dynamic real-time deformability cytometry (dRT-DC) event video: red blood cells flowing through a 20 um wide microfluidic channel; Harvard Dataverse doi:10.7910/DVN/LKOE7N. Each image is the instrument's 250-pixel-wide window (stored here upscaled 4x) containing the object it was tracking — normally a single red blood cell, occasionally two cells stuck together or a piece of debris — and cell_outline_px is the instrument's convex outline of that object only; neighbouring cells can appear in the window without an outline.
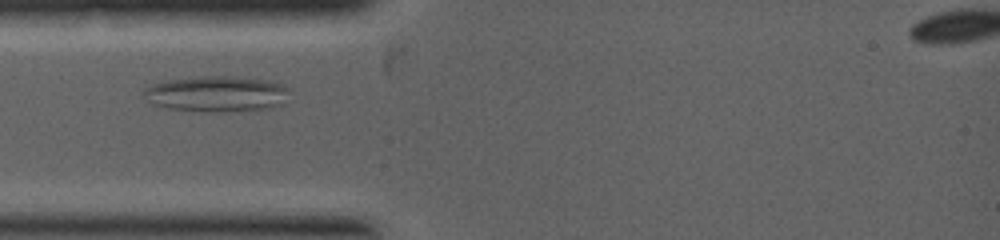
{"species": "common noctule bat (a hibernating species)", "species_latin": "Nyctalus noctula", "temperature_condition": "warm", "stored_images_in_passage": 21, "camera_frame_rate_fps": 5000, "um_per_image_px": 0.085, "animal": {"sex": "female", "body_mass_g": 19.0, "forearm_length_mm": 53.3}, "frame": {"image": 1, "passage_image": 7, "time_ms": 1.8, "image_size_px": [1000, 240], "cell_outline_px": [[288, 88], [284, 104], [272, 108], [224, 112], [200, 112], [168, 108], [152, 104], [144, 96], [144, 88], [152, 84], [168, 80], [196, 76], [236, 76], [268, 80], [284, 84]], "centroid_in_image_um": [18.43, 7.98], "position_along_channel_um": 66.6, "area_um2": 30.81}}
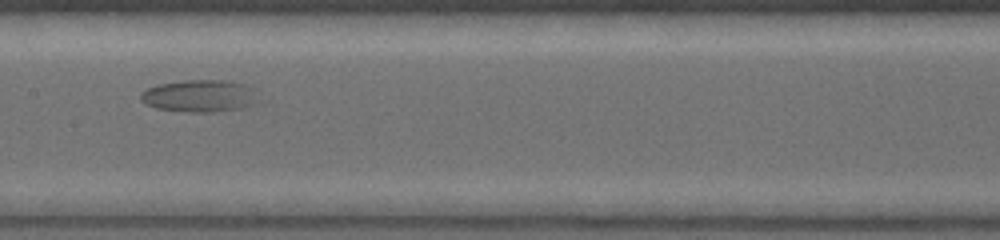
{"frame": {"image": 2, "passage_image": 15, "time_ms": 3.8, "image_size_px": [1000, 240], "cell_outline_px": [[268, 100], [260, 104], [244, 108], [216, 112], [184, 112], [156, 108], [140, 100], [140, 92], [156, 84], [184, 80], [232, 80], [256, 88]], "centroid_in_image_um": [17.17, 8.15], "position_along_channel_um": 190.2, "area_um2": 23.35}}
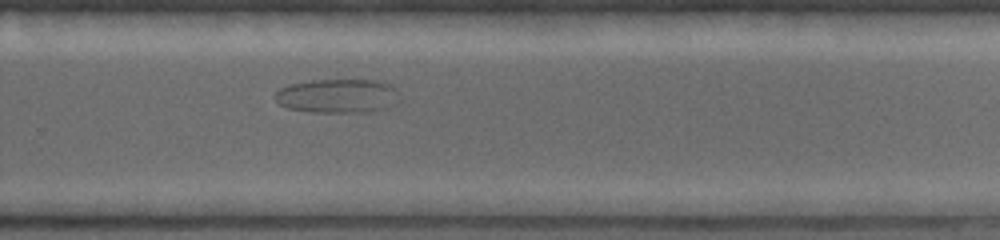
{"frame": {"image": 3, "passage_image": 21, "time_ms": 5.6, "image_size_px": [1000, 240], "cell_outline_px": [[400, 100], [396, 104], [388, 108], [364, 112], [312, 112], [288, 108], [280, 104], [276, 100], [276, 92], [280, 88], [288, 84], [312, 80], [380, 80], [392, 84]], "centroid_in_image_um": [28.73, 8.15], "position_along_channel_um": 301.1, "area_um2": 24.85}}